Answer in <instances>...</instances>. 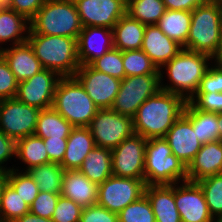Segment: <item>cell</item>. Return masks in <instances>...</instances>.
<instances>
[{
    "label": "cell",
    "mask_w": 222,
    "mask_h": 222,
    "mask_svg": "<svg viewBox=\"0 0 222 222\" xmlns=\"http://www.w3.org/2000/svg\"><path fill=\"white\" fill-rule=\"evenodd\" d=\"M18 81L8 66V63L0 55V100L15 98Z\"/></svg>",
    "instance_id": "cell-43"
},
{
    "label": "cell",
    "mask_w": 222,
    "mask_h": 222,
    "mask_svg": "<svg viewBox=\"0 0 222 222\" xmlns=\"http://www.w3.org/2000/svg\"><path fill=\"white\" fill-rule=\"evenodd\" d=\"M0 55L8 63L18 82L31 78L44 69L28 42L11 48L0 47Z\"/></svg>",
    "instance_id": "cell-21"
},
{
    "label": "cell",
    "mask_w": 222,
    "mask_h": 222,
    "mask_svg": "<svg viewBox=\"0 0 222 222\" xmlns=\"http://www.w3.org/2000/svg\"><path fill=\"white\" fill-rule=\"evenodd\" d=\"M162 74L158 70L155 74L125 77L111 109L133 119L139 106L161 89Z\"/></svg>",
    "instance_id": "cell-8"
},
{
    "label": "cell",
    "mask_w": 222,
    "mask_h": 222,
    "mask_svg": "<svg viewBox=\"0 0 222 222\" xmlns=\"http://www.w3.org/2000/svg\"><path fill=\"white\" fill-rule=\"evenodd\" d=\"M83 208L69 198L60 195L53 212V222H79Z\"/></svg>",
    "instance_id": "cell-40"
},
{
    "label": "cell",
    "mask_w": 222,
    "mask_h": 222,
    "mask_svg": "<svg viewBox=\"0 0 222 222\" xmlns=\"http://www.w3.org/2000/svg\"><path fill=\"white\" fill-rule=\"evenodd\" d=\"M18 172L19 169H10L7 174V183L30 206L39 194V187L27 172Z\"/></svg>",
    "instance_id": "cell-37"
},
{
    "label": "cell",
    "mask_w": 222,
    "mask_h": 222,
    "mask_svg": "<svg viewBox=\"0 0 222 222\" xmlns=\"http://www.w3.org/2000/svg\"><path fill=\"white\" fill-rule=\"evenodd\" d=\"M145 195L156 222H182L174 199V184L147 185Z\"/></svg>",
    "instance_id": "cell-23"
},
{
    "label": "cell",
    "mask_w": 222,
    "mask_h": 222,
    "mask_svg": "<svg viewBox=\"0 0 222 222\" xmlns=\"http://www.w3.org/2000/svg\"><path fill=\"white\" fill-rule=\"evenodd\" d=\"M215 62H217L222 67V47L220 49L219 54L214 58Z\"/></svg>",
    "instance_id": "cell-53"
},
{
    "label": "cell",
    "mask_w": 222,
    "mask_h": 222,
    "mask_svg": "<svg viewBox=\"0 0 222 222\" xmlns=\"http://www.w3.org/2000/svg\"><path fill=\"white\" fill-rule=\"evenodd\" d=\"M222 173V142L202 144L201 149L187 166V180L197 182L208 176Z\"/></svg>",
    "instance_id": "cell-20"
},
{
    "label": "cell",
    "mask_w": 222,
    "mask_h": 222,
    "mask_svg": "<svg viewBox=\"0 0 222 222\" xmlns=\"http://www.w3.org/2000/svg\"><path fill=\"white\" fill-rule=\"evenodd\" d=\"M98 185L91 182L79 170H65L61 195L82 208L97 204Z\"/></svg>",
    "instance_id": "cell-22"
},
{
    "label": "cell",
    "mask_w": 222,
    "mask_h": 222,
    "mask_svg": "<svg viewBox=\"0 0 222 222\" xmlns=\"http://www.w3.org/2000/svg\"><path fill=\"white\" fill-rule=\"evenodd\" d=\"M188 101L203 112L222 113V92L195 93Z\"/></svg>",
    "instance_id": "cell-42"
},
{
    "label": "cell",
    "mask_w": 222,
    "mask_h": 222,
    "mask_svg": "<svg viewBox=\"0 0 222 222\" xmlns=\"http://www.w3.org/2000/svg\"><path fill=\"white\" fill-rule=\"evenodd\" d=\"M145 179L110 176L98 185L97 204L119 213L145 195Z\"/></svg>",
    "instance_id": "cell-10"
},
{
    "label": "cell",
    "mask_w": 222,
    "mask_h": 222,
    "mask_svg": "<svg viewBox=\"0 0 222 222\" xmlns=\"http://www.w3.org/2000/svg\"><path fill=\"white\" fill-rule=\"evenodd\" d=\"M186 103L182 96L160 89L139 106L133 118L134 134L147 140L164 138L183 114Z\"/></svg>",
    "instance_id": "cell-1"
},
{
    "label": "cell",
    "mask_w": 222,
    "mask_h": 222,
    "mask_svg": "<svg viewBox=\"0 0 222 222\" xmlns=\"http://www.w3.org/2000/svg\"><path fill=\"white\" fill-rule=\"evenodd\" d=\"M73 128L72 124L50 107L40 111L34 135L43 139L68 138Z\"/></svg>",
    "instance_id": "cell-30"
},
{
    "label": "cell",
    "mask_w": 222,
    "mask_h": 222,
    "mask_svg": "<svg viewBox=\"0 0 222 222\" xmlns=\"http://www.w3.org/2000/svg\"><path fill=\"white\" fill-rule=\"evenodd\" d=\"M89 65L99 72L109 74L120 80L126 77L123 67L122 51L116 48H112L103 56L96 58Z\"/></svg>",
    "instance_id": "cell-39"
},
{
    "label": "cell",
    "mask_w": 222,
    "mask_h": 222,
    "mask_svg": "<svg viewBox=\"0 0 222 222\" xmlns=\"http://www.w3.org/2000/svg\"><path fill=\"white\" fill-rule=\"evenodd\" d=\"M219 140L222 142V113H218Z\"/></svg>",
    "instance_id": "cell-52"
},
{
    "label": "cell",
    "mask_w": 222,
    "mask_h": 222,
    "mask_svg": "<svg viewBox=\"0 0 222 222\" xmlns=\"http://www.w3.org/2000/svg\"><path fill=\"white\" fill-rule=\"evenodd\" d=\"M183 114L192 122L197 138L202 144L219 140L218 114L198 110L189 101Z\"/></svg>",
    "instance_id": "cell-29"
},
{
    "label": "cell",
    "mask_w": 222,
    "mask_h": 222,
    "mask_svg": "<svg viewBox=\"0 0 222 222\" xmlns=\"http://www.w3.org/2000/svg\"><path fill=\"white\" fill-rule=\"evenodd\" d=\"M43 140L46 147V152L50 159V163L60 164L66 151L67 138L49 137Z\"/></svg>",
    "instance_id": "cell-47"
},
{
    "label": "cell",
    "mask_w": 222,
    "mask_h": 222,
    "mask_svg": "<svg viewBox=\"0 0 222 222\" xmlns=\"http://www.w3.org/2000/svg\"><path fill=\"white\" fill-rule=\"evenodd\" d=\"M13 155L16 156V140L0 131V170L9 171L11 169L5 168L2 164L8 161Z\"/></svg>",
    "instance_id": "cell-48"
},
{
    "label": "cell",
    "mask_w": 222,
    "mask_h": 222,
    "mask_svg": "<svg viewBox=\"0 0 222 222\" xmlns=\"http://www.w3.org/2000/svg\"><path fill=\"white\" fill-rule=\"evenodd\" d=\"M144 179L146 185H178L179 180H187V167L172 153L165 138L147 140Z\"/></svg>",
    "instance_id": "cell-7"
},
{
    "label": "cell",
    "mask_w": 222,
    "mask_h": 222,
    "mask_svg": "<svg viewBox=\"0 0 222 222\" xmlns=\"http://www.w3.org/2000/svg\"><path fill=\"white\" fill-rule=\"evenodd\" d=\"M197 183L203 191L211 216L215 221L219 220L222 217V173L208 176Z\"/></svg>",
    "instance_id": "cell-35"
},
{
    "label": "cell",
    "mask_w": 222,
    "mask_h": 222,
    "mask_svg": "<svg viewBox=\"0 0 222 222\" xmlns=\"http://www.w3.org/2000/svg\"><path fill=\"white\" fill-rule=\"evenodd\" d=\"M45 1L46 0H10L7 7L23 15L30 21Z\"/></svg>",
    "instance_id": "cell-46"
},
{
    "label": "cell",
    "mask_w": 222,
    "mask_h": 222,
    "mask_svg": "<svg viewBox=\"0 0 222 222\" xmlns=\"http://www.w3.org/2000/svg\"><path fill=\"white\" fill-rule=\"evenodd\" d=\"M182 49L181 45L167 37L156 24L146 25L141 50L149 56L158 70Z\"/></svg>",
    "instance_id": "cell-19"
},
{
    "label": "cell",
    "mask_w": 222,
    "mask_h": 222,
    "mask_svg": "<svg viewBox=\"0 0 222 222\" xmlns=\"http://www.w3.org/2000/svg\"><path fill=\"white\" fill-rule=\"evenodd\" d=\"M82 29L73 0H46L30 20L28 34L57 35L78 40Z\"/></svg>",
    "instance_id": "cell-4"
},
{
    "label": "cell",
    "mask_w": 222,
    "mask_h": 222,
    "mask_svg": "<svg viewBox=\"0 0 222 222\" xmlns=\"http://www.w3.org/2000/svg\"><path fill=\"white\" fill-rule=\"evenodd\" d=\"M52 107L74 127H88L99 110L74 76L58 81Z\"/></svg>",
    "instance_id": "cell-6"
},
{
    "label": "cell",
    "mask_w": 222,
    "mask_h": 222,
    "mask_svg": "<svg viewBox=\"0 0 222 222\" xmlns=\"http://www.w3.org/2000/svg\"><path fill=\"white\" fill-rule=\"evenodd\" d=\"M146 142V138L133 134L112 149V175L144 179Z\"/></svg>",
    "instance_id": "cell-12"
},
{
    "label": "cell",
    "mask_w": 222,
    "mask_h": 222,
    "mask_svg": "<svg viewBox=\"0 0 222 222\" xmlns=\"http://www.w3.org/2000/svg\"><path fill=\"white\" fill-rule=\"evenodd\" d=\"M27 42L44 69L61 77L74 76L80 67L77 39L43 34H28Z\"/></svg>",
    "instance_id": "cell-2"
},
{
    "label": "cell",
    "mask_w": 222,
    "mask_h": 222,
    "mask_svg": "<svg viewBox=\"0 0 222 222\" xmlns=\"http://www.w3.org/2000/svg\"><path fill=\"white\" fill-rule=\"evenodd\" d=\"M10 0H0V7H7Z\"/></svg>",
    "instance_id": "cell-55"
},
{
    "label": "cell",
    "mask_w": 222,
    "mask_h": 222,
    "mask_svg": "<svg viewBox=\"0 0 222 222\" xmlns=\"http://www.w3.org/2000/svg\"><path fill=\"white\" fill-rule=\"evenodd\" d=\"M61 76L49 69H42L33 77L18 82L15 98L40 110L52 107L55 89Z\"/></svg>",
    "instance_id": "cell-13"
},
{
    "label": "cell",
    "mask_w": 222,
    "mask_h": 222,
    "mask_svg": "<svg viewBox=\"0 0 222 222\" xmlns=\"http://www.w3.org/2000/svg\"><path fill=\"white\" fill-rule=\"evenodd\" d=\"M174 184V199L182 222H216L211 216L202 189L197 182Z\"/></svg>",
    "instance_id": "cell-16"
},
{
    "label": "cell",
    "mask_w": 222,
    "mask_h": 222,
    "mask_svg": "<svg viewBox=\"0 0 222 222\" xmlns=\"http://www.w3.org/2000/svg\"><path fill=\"white\" fill-rule=\"evenodd\" d=\"M146 25L127 13L113 27L114 48L121 51L140 50Z\"/></svg>",
    "instance_id": "cell-25"
},
{
    "label": "cell",
    "mask_w": 222,
    "mask_h": 222,
    "mask_svg": "<svg viewBox=\"0 0 222 222\" xmlns=\"http://www.w3.org/2000/svg\"><path fill=\"white\" fill-rule=\"evenodd\" d=\"M80 65H89L114 48L113 30L108 27H83L77 40Z\"/></svg>",
    "instance_id": "cell-18"
},
{
    "label": "cell",
    "mask_w": 222,
    "mask_h": 222,
    "mask_svg": "<svg viewBox=\"0 0 222 222\" xmlns=\"http://www.w3.org/2000/svg\"><path fill=\"white\" fill-rule=\"evenodd\" d=\"M88 128L96 146L111 150L134 134L133 119L111 108L99 109Z\"/></svg>",
    "instance_id": "cell-9"
},
{
    "label": "cell",
    "mask_w": 222,
    "mask_h": 222,
    "mask_svg": "<svg viewBox=\"0 0 222 222\" xmlns=\"http://www.w3.org/2000/svg\"><path fill=\"white\" fill-rule=\"evenodd\" d=\"M79 222H118V214L95 204L83 208Z\"/></svg>",
    "instance_id": "cell-45"
},
{
    "label": "cell",
    "mask_w": 222,
    "mask_h": 222,
    "mask_svg": "<svg viewBox=\"0 0 222 222\" xmlns=\"http://www.w3.org/2000/svg\"><path fill=\"white\" fill-rule=\"evenodd\" d=\"M91 182L97 185L112 176V150L95 146L78 169Z\"/></svg>",
    "instance_id": "cell-26"
},
{
    "label": "cell",
    "mask_w": 222,
    "mask_h": 222,
    "mask_svg": "<svg viewBox=\"0 0 222 222\" xmlns=\"http://www.w3.org/2000/svg\"><path fill=\"white\" fill-rule=\"evenodd\" d=\"M122 60L126 77L155 74L158 71L149 56L141 49L122 51Z\"/></svg>",
    "instance_id": "cell-36"
},
{
    "label": "cell",
    "mask_w": 222,
    "mask_h": 222,
    "mask_svg": "<svg viewBox=\"0 0 222 222\" xmlns=\"http://www.w3.org/2000/svg\"><path fill=\"white\" fill-rule=\"evenodd\" d=\"M16 156L28 166L25 172L33 167L50 163L43 138L29 135L16 141Z\"/></svg>",
    "instance_id": "cell-31"
},
{
    "label": "cell",
    "mask_w": 222,
    "mask_h": 222,
    "mask_svg": "<svg viewBox=\"0 0 222 222\" xmlns=\"http://www.w3.org/2000/svg\"><path fill=\"white\" fill-rule=\"evenodd\" d=\"M166 10L193 11L208 0H162Z\"/></svg>",
    "instance_id": "cell-49"
},
{
    "label": "cell",
    "mask_w": 222,
    "mask_h": 222,
    "mask_svg": "<svg viewBox=\"0 0 222 222\" xmlns=\"http://www.w3.org/2000/svg\"><path fill=\"white\" fill-rule=\"evenodd\" d=\"M60 195L40 191L34 202L29 206V212L39 217L52 219Z\"/></svg>",
    "instance_id": "cell-41"
},
{
    "label": "cell",
    "mask_w": 222,
    "mask_h": 222,
    "mask_svg": "<svg viewBox=\"0 0 222 222\" xmlns=\"http://www.w3.org/2000/svg\"><path fill=\"white\" fill-rule=\"evenodd\" d=\"M83 27H108L113 29L126 14L125 0H73Z\"/></svg>",
    "instance_id": "cell-15"
},
{
    "label": "cell",
    "mask_w": 222,
    "mask_h": 222,
    "mask_svg": "<svg viewBox=\"0 0 222 222\" xmlns=\"http://www.w3.org/2000/svg\"><path fill=\"white\" fill-rule=\"evenodd\" d=\"M13 222H53L52 219L39 217L31 212L26 213L20 218L15 219Z\"/></svg>",
    "instance_id": "cell-50"
},
{
    "label": "cell",
    "mask_w": 222,
    "mask_h": 222,
    "mask_svg": "<svg viewBox=\"0 0 222 222\" xmlns=\"http://www.w3.org/2000/svg\"><path fill=\"white\" fill-rule=\"evenodd\" d=\"M217 222H222V217L219 220H217Z\"/></svg>",
    "instance_id": "cell-56"
},
{
    "label": "cell",
    "mask_w": 222,
    "mask_h": 222,
    "mask_svg": "<svg viewBox=\"0 0 222 222\" xmlns=\"http://www.w3.org/2000/svg\"><path fill=\"white\" fill-rule=\"evenodd\" d=\"M29 212V205L7 183L0 198V222H13Z\"/></svg>",
    "instance_id": "cell-34"
},
{
    "label": "cell",
    "mask_w": 222,
    "mask_h": 222,
    "mask_svg": "<svg viewBox=\"0 0 222 222\" xmlns=\"http://www.w3.org/2000/svg\"><path fill=\"white\" fill-rule=\"evenodd\" d=\"M222 92V67L216 63L208 67L196 93Z\"/></svg>",
    "instance_id": "cell-44"
},
{
    "label": "cell",
    "mask_w": 222,
    "mask_h": 222,
    "mask_svg": "<svg viewBox=\"0 0 222 222\" xmlns=\"http://www.w3.org/2000/svg\"><path fill=\"white\" fill-rule=\"evenodd\" d=\"M95 146L88 127H74L67 138L66 151L60 165L65 170H78Z\"/></svg>",
    "instance_id": "cell-24"
},
{
    "label": "cell",
    "mask_w": 222,
    "mask_h": 222,
    "mask_svg": "<svg viewBox=\"0 0 222 222\" xmlns=\"http://www.w3.org/2000/svg\"><path fill=\"white\" fill-rule=\"evenodd\" d=\"M38 185L39 191L61 194L65 169L58 163H48L26 171Z\"/></svg>",
    "instance_id": "cell-32"
},
{
    "label": "cell",
    "mask_w": 222,
    "mask_h": 222,
    "mask_svg": "<svg viewBox=\"0 0 222 222\" xmlns=\"http://www.w3.org/2000/svg\"><path fill=\"white\" fill-rule=\"evenodd\" d=\"M165 10L162 0H132L127 3L126 13L144 25H155Z\"/></svg>",
    "instance_id": "cell-33"
},
{
    "label": "cell",
    "mask_w": 222,
    "mask_h": 222,
    "mask_svg": "<svg viewBox=\"0 0 222 222\" xmlns=\"http://www.w3.org/2000/svg\"><path fill=\"white\" fill-rule=\"evenodd\" d=\"M222 47V7L206 2L191 12L187 49L210 55L213 59Z\"/></svg>",
    "instance_id": "cell-5"
},
{
    "label": "cell",
    "mask_w": 222,
    "mask_h": 222,
    "mask_svg": "<svg viewBox=\"0 0 222 222\" xmlns=\"http://www.w3.org/2000/svg\"><path fill=\"white\" fill-rule=\"evenodd\" d=\"M8 171L0 170V198L3 187L7 184Z\"/></svg>",
    "instance_id": "cell-51"
},
{
    "label": "cell",
    "mask_w": 222,
    "mask_h": 222,
    "mask_svg": "<svg viewBox=\"0 0 222 222\" xmlns=\"http://www.w3.org/2000/svg\"><path fill=\"white\" fill-rule=\"evenodd\" d=\"M29 31L30 21L26 17L8 7H0V43L10 40L13 45L25 43L28 35L23 34Z\"/></svg>",
    "instance_id": "cell-27"
},
{
    "label": "cell",
    "mask_w": 222,
    "mask_h": 222,
    "mask_svg": "<svg viewBox=\"0 0 222 222\" xmlns=\"http://www.w3.org/2000/svg\"><path fill=\"white\" fill-rule=\"evenodd\" d=\"M156 25L167 37L187 49L191 11L165 10Z\"/></svg>",
    "instance_id": "cell-28"
},
{
    "label": "cell",
    "mask_w": 222,
    "mask_h": 222,
    "mask_svg": "<svg viewBox=\"0 0 222 222\" xmlns=\"http://www.w3.org/2000/svg\"><path fill=\"white\" fill-rule=\"evenodd\" d=\"M118 222H156L146 195L132 202L118 213Z\"/></svg>",
    "instance_id": "cell-38"
},
{
    "label": "cell",
    "mask_w": 222,
    "mask_h": 222,
    "mask_svg": "<svg viewBox=\"0 0 222 222\" xmlns=\"http://www.w3.org/2000/svg\"><path fill=\"white\" fill-rule=\"evenodd\" d=\"M165 140L172 153L187 167L201 149L202 143L198 140L192 122L182 114L168 130Z\"/></svg>",
    "instance_id": "cell-17"
},
{
    "label": "cell",
    "mask_w": 222,
    "mask_h": 222,
    "mask_svg": "<svg viewBox=\"0 0 222 222\" xmlns=\"http://www.w3.org/2000/svg\"><path fill=\"white\" fill-rule=\"evenodd\" d=\"M40 111L16 98L0 100V131L16 141L34 135Z\"/></svg>",
    "instance_id": "cell-11"
},
{
    "label": "cell",
    "mask_w": 222,
    "mask_h": 222,
    "mask_svg": "<svg viewBox=\"0 0 222 222\" xmlns=\"http://www.w3.org/2000/svg\"><path fill=\"white\" fill-rule=\"evenodd\" d=\"M208 2L222 7V0H208Z\"/></svg>",
    "instance_id": "cell-54"
},
{
    "label": "cell",
    "mask_w": 222,
    "mask_h": 222,
    "mask_svg": "<svg viewBox=\"0 0 222 222\" xmlns=\"http://www.w3.org/2000/svg\"><path fill=\"white\" fill-rule=\"evenodd\" d=\"M210 59L213 58L208 54L183 48L164 65L172 84L164 86L160 83L161 90L178 94L188 101L197 92Z\"/></svg>",
    "instance_id": "cell-3"
},
{
    "label": "cell",
    "mask_w": 222,
    "mask_h": 222,
    "mask_svg": "<svg viewBox=\"0 0 222 222\" xmlns=\"http://www.w3.org/2000/svg\"><path fill=\"white\" fill-rule=\"evenodd\" d=\"M74 77L99 109L112 107L120 89V79L99 72L90 65H80Z\"/></svg>",
    "instance_id": "cell-14"
}]
</instances>
